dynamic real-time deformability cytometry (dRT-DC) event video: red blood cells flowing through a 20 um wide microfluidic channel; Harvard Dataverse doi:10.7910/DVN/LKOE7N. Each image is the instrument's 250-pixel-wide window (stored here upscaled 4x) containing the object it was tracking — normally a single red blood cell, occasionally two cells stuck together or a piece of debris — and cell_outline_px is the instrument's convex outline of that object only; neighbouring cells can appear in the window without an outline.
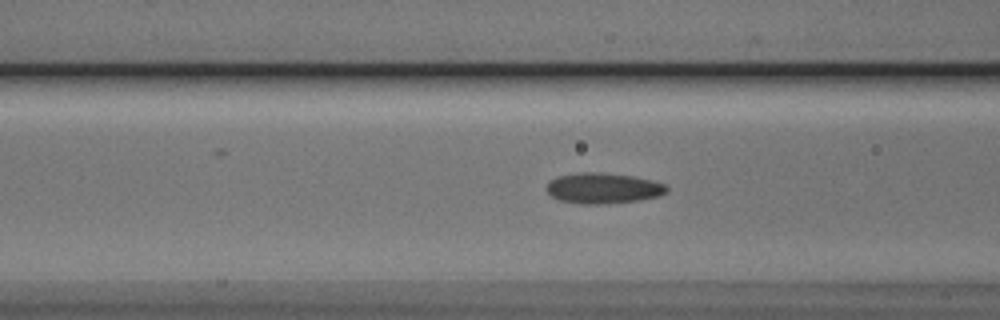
{"species": "Egyptian fruit bat (a non-hibernating species)", "species_latin": "Rousettus aegyptiacus", "temperature_condition": "cold", "stored_images_in_passage": 53, "camera_frame_rate_fps": 3000, "um_per_image_px": 0.085, "animal": {"sex": "male"}, "frame": {"image": 1, "passage_image": 21, "time_ms": 6.667, "image_size_px": [1000, 320], "cell_outline_px": [[668, 192], [660, 196], [640, 200], [604, 204], [580, 204], [560, 200], [552, 196], [544, 188], [548, 180], [560, 176], [580, 172], [592, 172], [632, 176], [652, 180], [664, 184], [668, 188]], "centroid_in_image_um": [51.26, 16.01], "position_along_channel_um": 115.3, "area_um2": 21.5}}
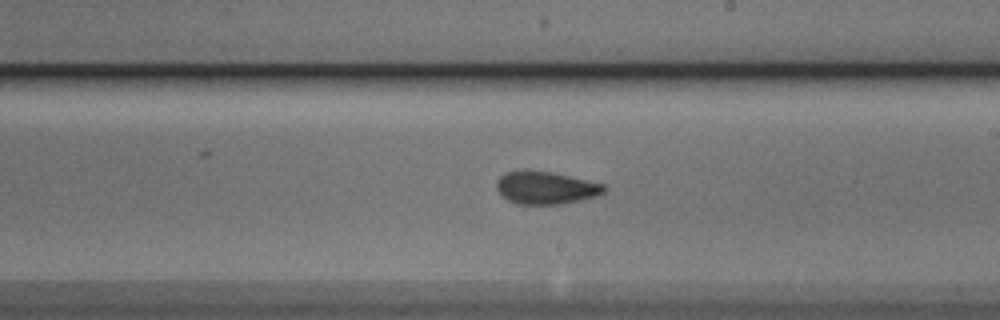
{"frame": {"image": 2, "passage_image": 31, "time_ms": 10.0, "image_size_px": [1000, 320], "cell_outline_px": [[608, 188], [604, 192], [596, 196], [580, 200], [560, 204], [516, 204], [508, 200], [496, 188], [496, 180], [500, 176], [508, 172], [552, 172], [604, 184]], "centroid_in_image_um": [46.42, 15.98], "position_along_channel_um": 242.6, "area_um2": 20.0}}
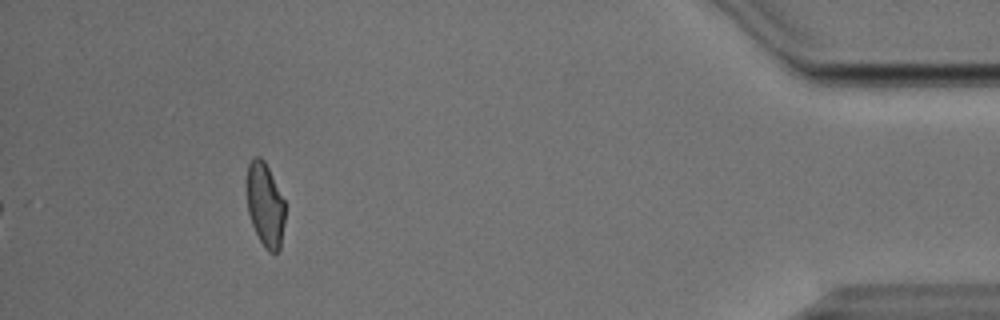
{"frame": {"image": 3, "passage_image": 49, "time_ms": 16.0, "image_size_px": [1000, 320], "cell_outline_px": [[284, 224], [280, 248], [276, 252], [268, 252], [264, 248], [252, 224], [248, 212], [248, 164], [256, 156], [260, 156], [264, 160], [284, 200]], "centroid_in_image_um": [22.55, 17.44], "position_along_channel_um": 412.7, "area_um2": 18.26}, "authors_computed_cell_mechanics": {"area_um2": 20.0566, "velocity_mm_per_s": 3.8191, "shape_relaxation_time_tau1_ms": 5.1759, "shape_relaxation_time_tau2_ms": 1.5255, "deformation_change_tau1": 0.1433, "deformation_change_tau2": 0.0703}}